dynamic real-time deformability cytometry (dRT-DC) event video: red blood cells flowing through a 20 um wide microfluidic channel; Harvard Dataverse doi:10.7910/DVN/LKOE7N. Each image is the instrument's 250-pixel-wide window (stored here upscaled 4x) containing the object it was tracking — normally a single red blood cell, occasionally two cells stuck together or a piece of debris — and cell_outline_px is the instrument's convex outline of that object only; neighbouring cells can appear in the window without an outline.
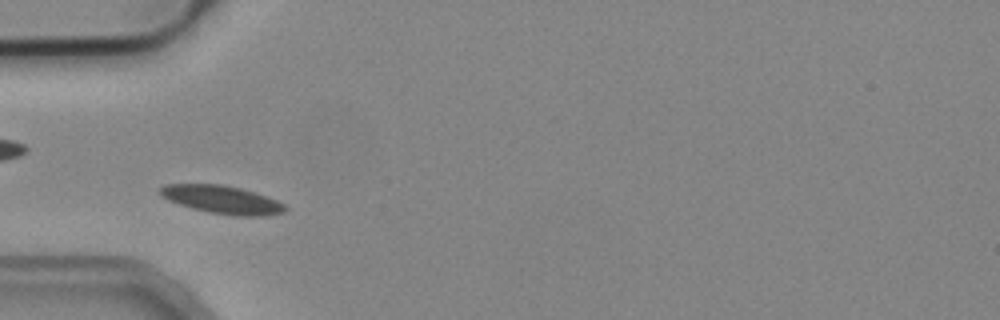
{"species": "common noctule bat (a hibernating species)", "species_latin": "Nyctalus noctula", "temperature_condition": "cold", "stored_images_in_passage": 3, "camera_frame_rate_fps": 3000, "um_per_image_px": 0.085, "animal": {"sex": "male", "body_mass_g": 19.2, "forearm_length_mm": 51.8}, "frame": {"image": 1, "passage_image": 2, "time_ms": 0.333, "image_size_px": [1000, 320], "cell_outline_px": [[288, 208], [284, 212], [264, 216], [236, 216], [208, 212], [192, 208], [168, 200], [160, 196], [160, 188], [164, 184], [220, 184], [240, 188], [276, 200], [284, 204]], "centroid_in_image_um": [18.86, 16.97], "position_along_channel_um": 66.1, "area_um2": 20.29}}